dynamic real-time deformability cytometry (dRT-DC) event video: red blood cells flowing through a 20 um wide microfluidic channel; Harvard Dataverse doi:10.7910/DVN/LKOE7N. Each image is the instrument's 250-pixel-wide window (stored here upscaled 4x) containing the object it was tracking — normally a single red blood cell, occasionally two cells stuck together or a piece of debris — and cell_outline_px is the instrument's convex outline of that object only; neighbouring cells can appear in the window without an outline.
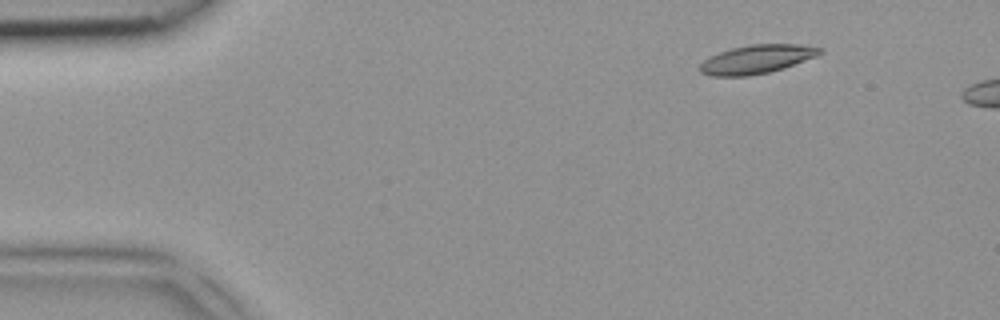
{"species": "common noctule bat (a hibernating species)", "species_latin": "Nyctalus noctula", "temperature_condition": "room temperature", "stored_images_in_passage": 4, "camera_frame_rate_fps": 3000, "um_per_image_px": 0.085, "animal": {"sex": "female", "body_mass_g": 18.4}, "frame": {"image": 1, "passage_image": 2, "time_ms": 0.333, "image_size_px": [1000, 320], "cell_outline_px": [[824, 52], [816, 56], [784, 68], [768, 72], [748, 76], [712, 76], [700, 72], [700, 64], [704, 60], [720, 52], [732, 48], [748, 44], [800, 44], [824, 48]], "centroid_in_image_um": [64.36, 5.03], "position_along_channel_um": 20.6, "area_um2": 20.0}}